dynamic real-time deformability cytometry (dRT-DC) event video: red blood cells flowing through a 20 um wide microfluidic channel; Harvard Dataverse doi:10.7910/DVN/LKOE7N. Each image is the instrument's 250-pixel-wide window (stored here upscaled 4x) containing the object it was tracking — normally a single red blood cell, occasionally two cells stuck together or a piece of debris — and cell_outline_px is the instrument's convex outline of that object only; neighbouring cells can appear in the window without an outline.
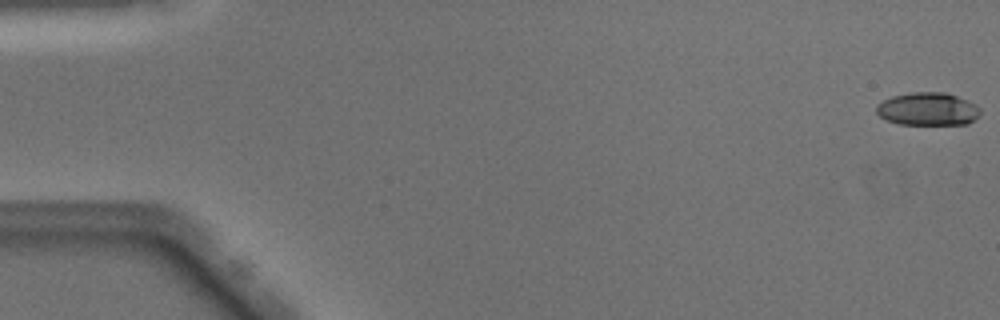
{"species": "Egyptian fruit bat (a non-hibernating species)", "species_latin": "Rousettus aegyptiacus", "temperature_condition": "warm", "stored_images_in_passage": 50, "camera_frame_rate_fps": 3000, "um_per_image_px": 0.085, "animal": {"sex": "male"}, "frame": {"image": 1, "passage_image": 1, "time_ms": 0.0, "image_size_px": [1000, 320], "cell_outline_px": [[980, 116], [968, 124], [900, 124], [888, 120], [880, 116], [876, 112], [876, 104], [892, 96], [912, 92], [944, 92], [968, 100], [976, 104], [980, 108]], "centroid_in_image_um": [78.89, 9.26], "position_along_channel_um": 6.1, "area_um2": 20.0}}
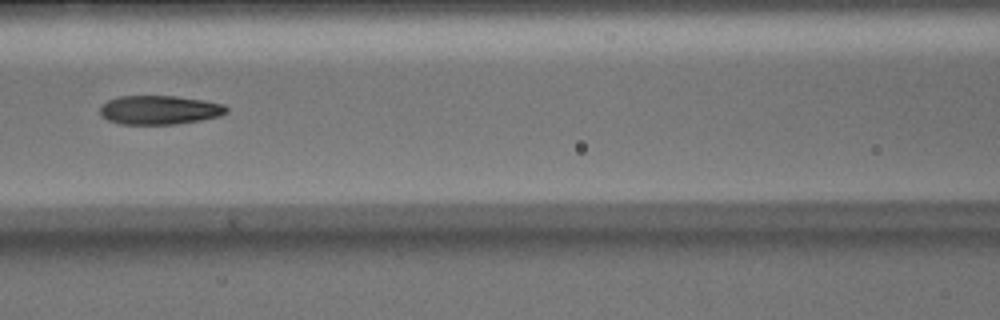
{"frame": {"image": 2, "passage_image": 23, "time_ms": 7.333, "image_size_px": [1000, 320], "cell_outline_px": [[228, 112], [220, 116], [200, 120], [176, 124], [120, 124], [108, 120], [100, 116], [100, 104], [108, 100], [120, 96], [176, 96], [204, 100], [224, 104], [228, 108]], "centroid_in_image_um": [13.54, 9.34], "position_along_channel_um": 153.1, "area_um2": 21.5}}
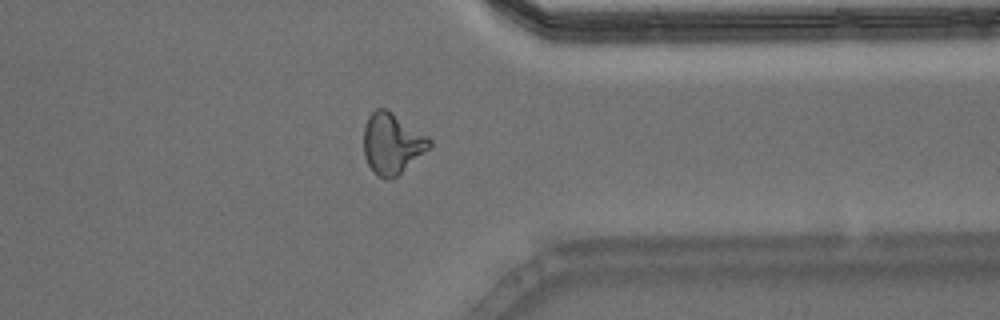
{"frame": {"image": 3, "passage_image": 40, "time_ms": 13.0, "image_size_px": [1000, 320], "cell_outline_px": [[432, 148], [396, 176], [388, 180], [384, 180], [376, 176], [372, 172], [364, 156], [364, 124], [368, 116], [376, 108], [388, 108], [428, 136], [432, 140]], "centroid_in_image_um": [33.33, 12.19], "position_along_channel_um": 378.1, "area_um2": 23.87}, "authors_computed_cell_mechanics": {"area_um2": 21.8195, "velocity_mm_per_s": 4.061, "shape_relaxation_time_tau1_ms": 6.2207, "shape_relaxation_time_tau2_ms": 1.679, "deformation_change_tau1": 0.2093, "deformation_change_tau2": 0.0889}}